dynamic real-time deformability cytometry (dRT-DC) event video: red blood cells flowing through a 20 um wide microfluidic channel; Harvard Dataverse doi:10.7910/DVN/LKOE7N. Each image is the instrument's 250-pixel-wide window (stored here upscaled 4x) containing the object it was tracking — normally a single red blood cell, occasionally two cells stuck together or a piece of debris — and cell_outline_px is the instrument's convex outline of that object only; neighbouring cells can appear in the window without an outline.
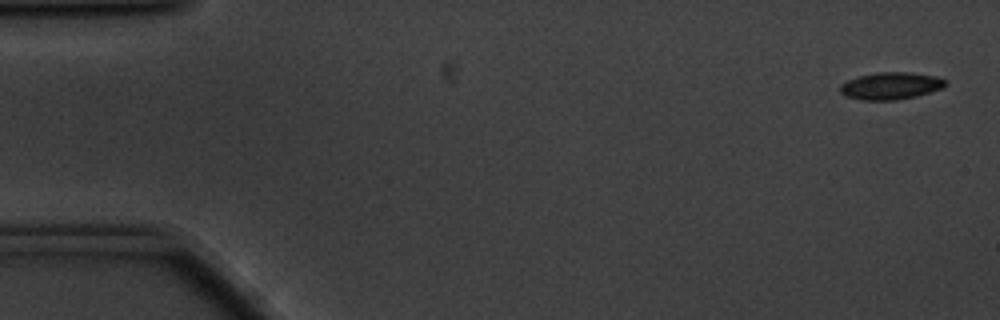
{"species": "common noctule bat (a hibernating species)", "species_latin": "Nyctalus noctula", "temperature_condition": "cold", "stored_images_in_passage": 4, "camera_frame_rate_fps": 3000, "um_per_image_px": 0.085, "animal": {"sex": "male", "body_mass_g": 20.1, "forearm_length_mm": 53.5}, "frame": {"image": 1, "passage_image": 1, "time_ms": 0.0, "image_size_px": [1000, 320], "cell_outline_px": [[948, 84], [944, 88], [916, 96], [896, 100], [860, 100], [848, 96], [840, 92], [840, 84], [848, 80], [860, 76], [876, 72], [908, 72], [936, 76], [948, 80]], "centroid_in_image_um": [75.76, 7.29], "position_along_channel_um": 9.2, "area_um2": 16.76}}